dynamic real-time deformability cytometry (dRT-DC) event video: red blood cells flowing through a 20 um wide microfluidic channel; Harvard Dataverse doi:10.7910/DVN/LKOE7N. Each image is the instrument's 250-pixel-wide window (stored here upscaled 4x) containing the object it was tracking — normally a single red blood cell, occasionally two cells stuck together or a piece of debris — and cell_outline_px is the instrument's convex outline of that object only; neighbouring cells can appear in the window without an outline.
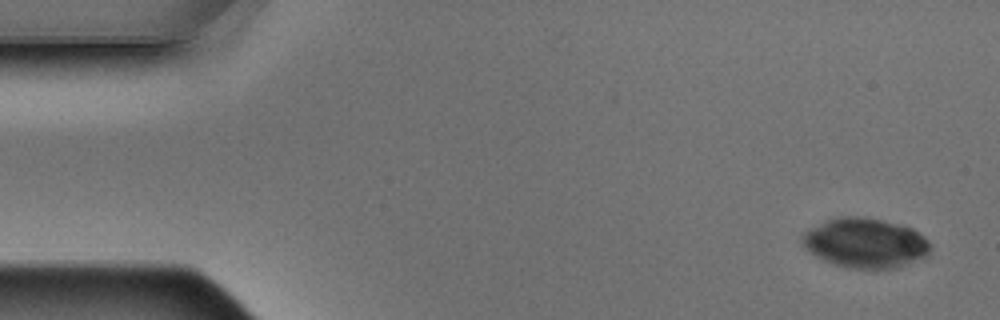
{"species": "Egyptian fruit bat (a non-hibernating species)", "species_latin": "Rousettus aegyptiacus", "temperature_condition": "warm", "stored_images_in_passage": 5, "camera_frame_rate_fps": 3000, "um_per_image_px": 0.085, "animal": {"sex": "male"}, "frame": {"image": 1, "passage_image": 1, "time_ms": 0.0, "image_size_px": [1000, 320], "cell_outline_px": [[932, 248], [928, 256], [924, 260], [896, 268], [852, 268], [836, 264], [824, 260], [816, 256], [804, 248], [800, 240], [804, 232], [824, 220], [844, 216], [856, 216], [880, 220], [912, 228], [924, 236], [932, 244]], "centroid_in_image_um": [73.59, 20.66], "position_along_channel_um": 11.4, "area_um2": 37.34}}